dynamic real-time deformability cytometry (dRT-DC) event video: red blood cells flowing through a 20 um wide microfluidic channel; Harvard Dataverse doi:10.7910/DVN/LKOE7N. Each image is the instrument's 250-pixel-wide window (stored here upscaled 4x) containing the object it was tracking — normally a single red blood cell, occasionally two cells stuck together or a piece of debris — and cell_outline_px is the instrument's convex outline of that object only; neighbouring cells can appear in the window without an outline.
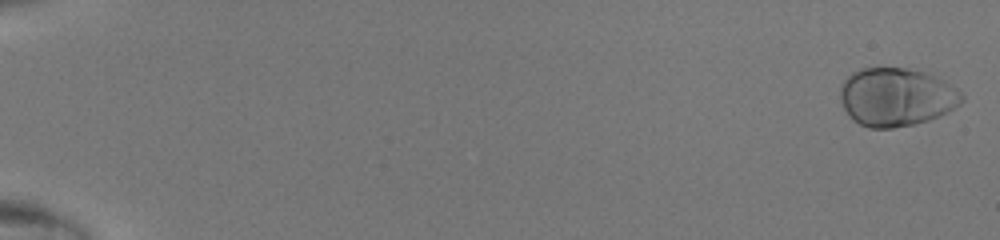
{"species": "human", "species_latin": "Homo sapiens", "temperature_condition": "room temperature", "stored_images_in_passage": 48, "camera_frame_rate_fps": 3000, "um_per_image_px": 0.085, "donor": {"sex": "male"}, "frame": {"image": 1, "passage_image": 1, "time_ms": 0.0, "image_size_px": [1000, 240], "cell_outline_px": [[964, 100], [960, 104], [948, 112], [940, 116], [928, 120], [912, 124], [892, 128], [868, 128], [852, 120], [848, 116], [844, 108], [840, 96], [840, 84], [852, 72], [860, 68], [908, 68], [924, 72], [944, 80], [956, 88], [964, 96]], "centroid_in_image_um": [76.18, 8.25], "position_along_channel_um": 8.8, "area_um2": 41.5}}
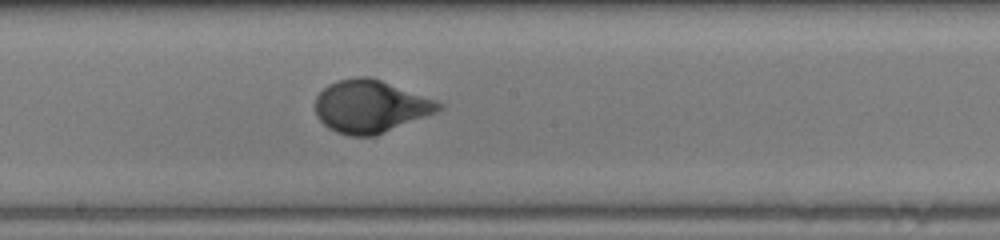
{"frame": {"image": 2, "passage_image": 29, "time_ms": 9.333, "image_size_px": [1000, 240], "cell_outline_px": [[444, 108], [436, 112], [376, 136], [348, 136], [336, 132], [328, 128], [316, 116], [316, 96], [328, 84], [336, 80], [356, 76], [372, 76], [436, 100], [444, 104]], "centroid_in_image_um": [31.48, 9.03], "position_along_channel_um": 216.7, "area_um2": 38.15}}
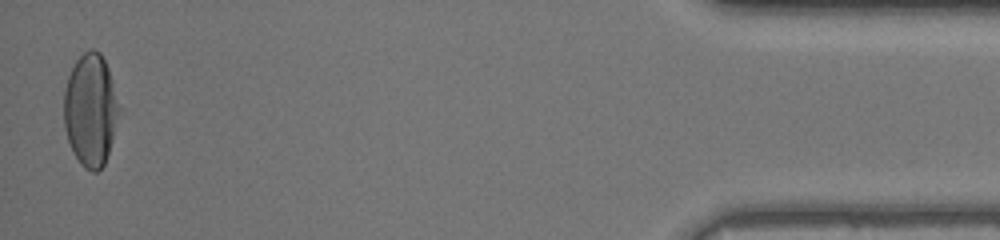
{"frame": {"image": 3, "passage_image": 48, "time_ms": 15.667, "image_size_px": [1000, 240], "cell_outline_px": [[124, 108], [104, 164], [96, 172], [92, 172], [84, 168], [80, 164], [72, 152], [64, 128], [64, 92], [68, 76], [76, 60], [84, 52], [92, 48], [100, 52], [108, 68]], "centroid_in_image_um": [7.75, 9.35], "position_along_channel_um": 427.5, "area_um2": 37.17}}